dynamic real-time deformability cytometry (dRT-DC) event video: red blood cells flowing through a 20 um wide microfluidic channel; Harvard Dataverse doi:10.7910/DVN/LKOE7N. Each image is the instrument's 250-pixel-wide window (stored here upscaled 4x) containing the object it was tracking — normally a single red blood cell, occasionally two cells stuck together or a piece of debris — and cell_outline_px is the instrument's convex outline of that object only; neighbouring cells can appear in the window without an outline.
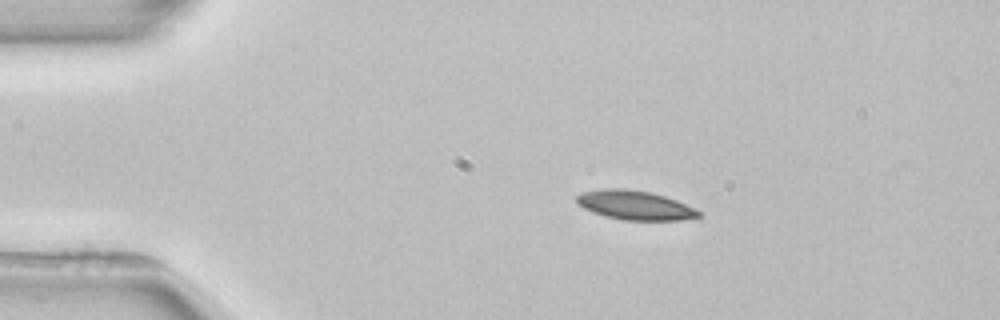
{"species": "common noctule bat (a hibernating species)", "species_latin": "Nyctalus noctula", "temperature_condition": "room temperature", "stored_images_in_passage": 3, "camera_frame_rate_fps": 3000, "um_per_image_px": 0.085, "animal": {"sex": "female", "body_mass_g": 22.7, "forearm_length_mm": 54.2}, "frame": {"image": 1, "passage_image": 2, "time_ms": 1.333, "image_size_px": [1000, 320], "cell_outline_px": [[700, 216], [680, 220], [624, 220], [604, 216], [592, 212], [584, 208], [576, 200], [576, 196], [580, 192], [604, 188], [624, 188], [652, 192], [676, 200], [700, 212]], "centroid_in_image_um": [53.91, 17.43], "position_along_channel_um": 31.1, "area_um2": 20.63}}